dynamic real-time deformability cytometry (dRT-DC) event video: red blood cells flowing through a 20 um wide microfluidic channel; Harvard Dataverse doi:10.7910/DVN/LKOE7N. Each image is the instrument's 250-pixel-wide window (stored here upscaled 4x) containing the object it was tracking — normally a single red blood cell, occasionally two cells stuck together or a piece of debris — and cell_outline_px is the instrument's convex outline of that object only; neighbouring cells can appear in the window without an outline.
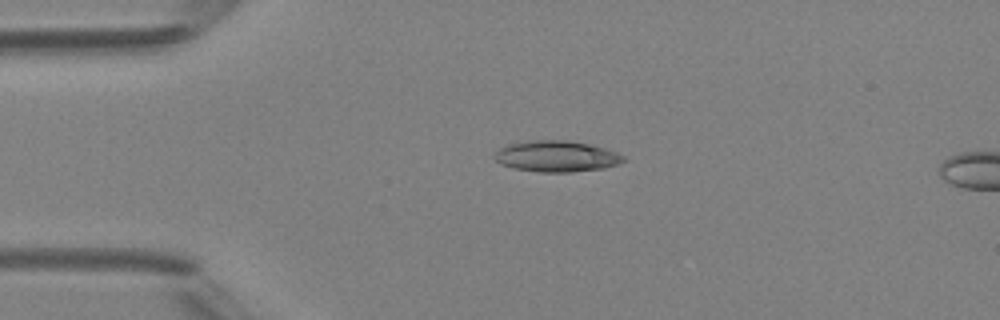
{"species": "Egyptian fruit bat (a non-hibernating species)", "species_latin": "Rousettus aegyptiacus", "temperature_condition": "room temperature", "stored_images_in_passage": 4, "camera_frame_rate_fps": 3000, "um_per_image_px": 0.085, "animal": {"sex": "female"}, "frame": {"image": 1, "passage_image": 3, "time_ms": 2.333, "image_size_px": [1000, 320], "cell_outline_px": [[624, 160], [616, 164], [604, 168], [572, 172], [540, 172], [512, 168], [500, 164], [492, 156], [500, 148], [508, 144], [528, 140], [564, 140], [588, 144], [604, 148], [616, 152], [624, 156]], "centroid_in_image_um": [47.25, 13.29], "position_along_channel_um": 37.8, "area_um2": 23.29}}